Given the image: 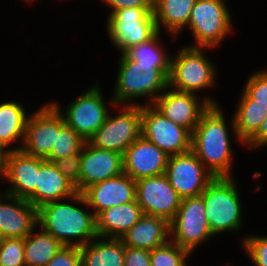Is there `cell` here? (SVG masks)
Returning <instances> with one entry per match:
<instances>
[{"label": "cell", "mask_w": 267, "mask_h": 266, "mask_svg": "<svg viewBox=\"0 0 267 266\" xmlns=\"http://www.w3.org/2000/svg\"><path fill=\"white\" fill-rule=\"evenodd\" d=\"M35 227L25 237L24 262L25 266H46L63 246L50 233ZM36 232V233H35Z\"/></svg>", "instance_id": "83f0119b"}, {"label": "cell", "mask_w": 267, "mask_h": 266, "mask_svg": "<svg viewBox=\"0 0 267 266\" xmlns=\"http://www.w3.org/2000/svg\"><path fill=\"white\" fill-rule=\"evenodd\" d=\"M230 126L233 136L245 145L259 130L267 116V104L255 100H239Z\"/></svg>", "instance_id": "484cf974"}, {"label": "cell", "mask_w": 267, "mask_h": 266, "mask_svg": "<svg viewBox=\"0 0 267 266\" xmlns=\"http://www.w3.org/2000/svg\"><path fill=\"white\" fill-rule=\"evenodd\" d=\"M233 177H215L200 195L205 205L207 222L214 235L240 231L242 203Z\"/></svg>", "instance_id": "277c9868"}, {"label": "cell", "mask_w": 267, "mask_h": 266, "mask_svg": "<svg viewBox=\"0 0 267 266\" xmlns=\"http://www.w3.org/2000/svg\"><path fill=\"white\" fill-rule=\"evenodd\" d=\"M197 0H154V18L158 31L161 26L177 38L188 26L191 10Z\"/></svg>", "instance_id": "d4e9b609"}, {"label": "cell", "mask_w": 267, "mask_h": 266, "mask_svg": "<svg viewBox=\"0 0 267 266\" xmlns=\"http://www.w3.org/2000/svg\"><path fill=\"white\" fill-rule=\"evenodd\" d=\"M124 266H151L150 250L125 246Z\"/></svg>", "instance_id": "8d00e7d4"}, {"label": "cell", "mask_w": 267, "mask_h": 266, "mask_svg": "<svg viewBox=\"0 0 267 266\" xmlns=\"http://www.w3.org/2000/svg\"><path fill=\"white\" fill-rule=\"evenodd\" d=\"M136 182V200L143 214L165 218L171 222L182 197L169 183L165 174L141 178Z\"/></svg>", "instance_id": "9a60e30c"}, {"label": "cell", "mask_w": 267, "mask_h": 266, "mask_svg": "<svg viewBox=\"0 0 267 266\" xmlns=\"http://www.w3.org/2000/svg\"><path fill=\"white\" fill-rule=\"evenodd\" d=\"M86 141L71 127L64 125L57 132L56 148H52L51 154L46 159H59L71 154L81 152Z\"/></svg>", "instance_id": "4dcf8cb0"}, {"label": "cell", "mask_w": 267, "mask_h": 266, "mask_svg": "<svg viewBox=\"0 0 267 266\" xmlns=\"http://www.w3.org/2000/svg\"><path fill=\"white\" fill-rule=\"evenodd\" d=\"M51 104L63 116L65 124L71 127L85 141H88L96 131L104 124L109 114L98 83L91 85L78 96L65 112H62L58 103Z\"/></svg>", "instance_id": "30bf717a"}, {"label": "cell", "mask_w": 267, "mask_h": 266, "mask_svg": "<svg viewBox=\"0 0 267 266\" xmlns=\"http://www.w3.org/2000/svg\"><path fill=\"white\" fill-rule=\"evenodd\" d=\"M114 94L111 106L138 105L134 102L141 97L148 98L143 103L153 104L155 99L168 87L170 65H146L131 60L125 53L120 54ZM133 100V101H131Z\"/></svg>", "instance_id": "3957f363"}, {"label": "cell", "mask_w": 267, "mask_h": 266, "mask_svg": "<svg viewBox=\"0 0 267 266\" xmlns=\"http://www.w3.org/2000/svg\"><path fill=\"white\" fill-rule=\"evenodd\" d=\"M120 239L125 246L151 251L171 240L170 222L144 214Z\"/></svg>", "instance_id": "7402d4cb"}, {"label": "cell", "mask_w": 267, "mask_h": 266, "mask_svg": "<svg viewBox=\"0 0 267 266\" xmlns=\"http://www.w3.org/2000/svg\"><path fill=\"white\" fill-rule=\"evenodd\" d=\"M78 191L53 164L40 158V168L35 191L27 200L37 209L49 202L68 199Z\"/></svg>", "instance_id": "44dd1931"}, {"label": "cell", "mask_w": 267, "mask_h": 266, "mask_svg": "<svg viewBox=\"0 0 267 266\" xmlns=\"http://www.w3.org/2000/svg\"><path fill=\"white\" fill-rule=\"evenodd\" d=\"M64 125L59 111L51 103H45L29 115L23 145L12 150H22L29 156L46 159L52 148H56L57 132Z\"/></svg>", "instance_id": "8fae6325"}, {"label": "cell", "mask_w": 267, "mask_h": 266, "mask_svg": "<svg viewBox=\"0 0 267 266\" xmlns=\"http://www.w3.org/2000/svg\"><path fill=\"white\" fill-rule=\"evenodd\" d=\"M242 245L255 266H267V236H246Z\"/></svg>", "instance_id": "e575fe53"}, {"label": "cell", "mask_w": 267, "mask_h": 266, "mask_svg": "<svg viewBox=\"0 0 267 266\" xmlns=\"http://www.w3.org/2000/svg\"><path fill=\"white\" fill-rule=\"evenodd\" d=\"M46 266H81L80 247L63 245Z\"/></svg>", "instance_id": "d590c367"}, {"label": "cell", "mask_w": 267, "mask_h": 266, "mask_svg": "<svg viewBox=\"0 0 267 266\" xmlns=\"http://www.w3.org/2000/svg\"><path fill=\"white\" fill-rule=\"evenodd\" d=\"M153 11L154 8L129 7L109 14L108 36L120 54L148 41L159 32Z\"/></svg>", "instance_id": "8992f818"}, {"label": "cell", "mask_w": 267, "mask_h": 266, "mask_svg": "<svg viewBox=\"0 0 267 266\" xmlns=\"http://www.w3.org/2000/svg\"><path fill=\"white\" fill-rule=\"evenodd\" d=\"M169 156L140 136L123 155L124 173L135 181L165 174Z\"/></svg>", "instance_id": "d6986e66"}, {"label": "cell", "mask_w": 267, "mask_h": 266, "mask_svg": "<svg viewBox=\"0 0 267 266\" xmlns=\"http://www.w3.org/2000/svg\"><path fill=\"white\" fill-rule=\"evenodd\" d=\"M190 253L171 240L150 251L151 266H187Z\"/></svg>", "instance_id": "f546056e"}, {"label": "cell", "mask_w": 267, "mask_h": 266, "mask_svg": "<svg viewBox=\"0 0 267 266\" xmlns=\"http://www.w3.org/2000/svg\"><path fill=\"white\" fill-rule=\"evenodd\" d=\"M81 152L77 154H71L59 159H46L53 162L55 167L75 186L78 192H80V164Z\"/></svg>", "instance_id": "836d02e7"}, {"label": "cell", "mask_w": 267, "mask_h": 266, "mask_svg": "<svg viewBox=\"0 0 267 266\" xmlns=\"http://www.w3.org/2000/svg\"><path fill=\"white\" fill-rule=\"evenodd\" d=\"M25 1H26L27 3H29V2L32 3V2L35 1V0H24V2H25Z\"/></svg>", "instance_id": "60d3db41"}, {"label": "cell", "mask_w": 267, "mask_h": 266, "mask_svg": "<svg viewBox=\"0 0 267 266\" xmlns=\"http://www.w3.org/2000/svg\"><path fill=\"white\" fill-rule=\"evenodd\" d=\"M65 200H70L65 202ZM76 202V203H75ZM73 203V204H70ZM89 207L83 193L68 199L52 201L37 209V223L65 246H84L96 238L95 215L78 207Z\"/></svg>", "instance_id": "6da1fadb"}, {"label": "cell", "mask_w": 267, "mask_h": 266, "mask_svg": "<svg viewBox=\"0 0 267 266\" xmlns=\"http://www.w3.org/2000/svg\"><path fill=\"white\" fill-rule=\"evenodd\" d=\"M111 9V13L129 7L154 8V0H102Z\"/></svg>", "instance_id": "74e56055"}, {"label": "cell", "mask_w": 267, "mask_h": 266, "mask_svg": "<svg viewBox=\"0 0 267 266\" xmlns=\"http://www.w3.org/2000/svg\"><path fill=\"white\" fill-rule=\"evenodd\" d=\"M141 136L168 156L191 150L192 134L166 118L152 104L141 105Z\"/></svg>", "instance_id": "7c38bea8"}, {"label": "cell", "mask_w": 267, "mask_h": 266, "mask_svg": "<svg viewBox=\"0 0 267 266\" xmlns=\"http://www.w3.org/2000/svg\"><path fill=\"white\" fill-rule=\"evenodd\" d=\"M244 85L239 100H255V103L267 104V70L252 73Z\"/></svg>", "instance_id": "d6a6232c"}, {"label": "cell", "mask_w": 267, "mask_h": 266, "mask_svg": "<svg viewBox=\"0 0 267 266\" xmlns=\"http://www.w3.org/2000/svg\"><path fill=\"white\" fill-rule=\"evenodd\" d=\"M232 25L225 0H197L188 22L195 44L188 46L217 48L233 30Z\"/></svg>", "instance_id": "52a82bcc"}, {"label": "cell", "mask_w": 267, "mask_h": 266, "mask_svg": "<svg viewBox=\"0 0 267 266\" xmlns=\"http://www.w3.org/2000/svg\"><path fill=\"white\" fill-rule=\"evenodd\" d=\"M171 241L190 254L215 235L209 228L203 198L185 197L170 222Z\"/></svg>", "instance_id": "9c48e42d"}, {"label": "cell", "mask_w": 267, "mask_h": 266, "mask_svg": "<svg viewBox=\"0 0 267 266\" xmlns=\"http://www.w3.org/2000/svg\"><path fill=\"white\" fill-rule=\"evenodd\" d=\"M198 94L182 92L168 86L152 104L160 113L191 134L202 114L211 106L218 105L211 97L197 98ZM200 99V100H199Z\"/></svg>", "instance_id": "4fadbf2b"}, {"label": "cell", "mask_w": 267, "mask_h": 266, "mask_svg": "<svg viewBox=\"0 0 267 266\" xmlns=\"http://www.w3.org/2000/svg\"><path fill=\"white\" fill-rule=\"evenodd\" d=\"M250 149L267 146V116L262 121L258 132L245 144Z\"/></svg>", "instance_id": "f35d334b"}, {"label": "cell", "mask_w": 267, "mask_h": 266, "mask_svg": "<svg viewBox=\"0 0 267 266\" xmlns=\"http://www.w3.org/2000/svg\"><path fill=\"white\" fill-rule=\"evenodd\" d=\"M28 117L21 103L14 100L0 103V147L4 152L12 150L8 146L13 142L21 141L23 145Z\"/></svg>", "instance_id": "4316f807"}, {"label": "cell", "mask_w": 267, "mask_h": 266, "mask_svg": "<svg viewBox=\"0 0 267 266\" xmlns=\"http://www.w3.org/2000/svg\"><path fill=\"white\" fill-rule=\"evenodd\" d=\"M1 192L0 190V239L25 238L38 227L37 208L27 199Z\"/></svg>", "instance_id": "ac0fdd59"}, {"label": "cell", "mask_w": 267, "mask_h": 266, "mask_svg": "<svg viewBox=\"0 0 267 266\" xmlns=\"http://www.w3.org/2000/svg\"><path fill=\"white\" fill-rule=\"evenodd\" d=\"M160 31L146 42L128 49L125 54L133 61L146 65H170L171 57L160 44Z\"/></svg>", "instance_id": "f1b7e54d"}, {"label": "cell", "mask_w": 267, "mask_h": 266, "mask_svg": "<svg viewBox=\"0 0 267 266\" xmlns=\"http://www.w3.org/2000/svg\"><path fill=\"white\" fill-rule=\"evenodd\" d=\"M120 109L121 113L116 116L109 113L104 124L88 140L92 146L124 155L141 136V104L120 105Z\"/></svg>", "instance_id": "ba28073f"}, {"label": "cell", "mask_w": 267, "mask_h": 266, "mask_svg": "<svg viewBox=\"0 0 267 266\" xmlns=\"http://www.w3.org/2000/svg\"><path fill=\"white\" fill-rule=\"evenodd\" d=\"M4 155H5V152L0 147V174H1V171H2V168H3Z\"/></svg>", "instance_id": "ab89813d"}, {"label": "cell", "mask_w": 267, "mask_h": 266, "mask_svg": "<svg viewBox=\"0 0 267 266\" xmlns=\"http://www.w3.org/2000/svg\"><path fill=\"white\" fill-rule=\"evenodd\" d=\"M191 150L214 177L232 176V149L224 112L211 105L192 132Z\"/></svg>", "instance_id": "7a4b0ae2"}, {"label": "cell", "mask_w": 267, "mask_h": 266, "mask_svg": "<svg viewBox=\"0 0 267 266\" xmlns=\"http://www.w3.org/2000/svg\"><path fill=\"white\" fill-rule=\"evenodd\" d=\"M25 238L0 239V266H25Z\"/></svg>", "instance_id": "1f68e13d"}, {"label": "cell", "mask_w": 267, "mask_h": 266, "mask_svg": "<svg viewBox=\"0 0 267 266\" xmlns=\"http://www.w3.org/2000/svg\"><path fill=\"white\" fill-rule=\"evenodd\" d=\"M39 168V157L29 156L22 150L5 152L0 179L11 184L5 192L27 199L36 189Z\"/></svg>", "instance_id": "e0dca14e"}, {"label": "cell", "mask_w": 267, "mask_h": 266, "mask_svg": "<svg viewBox=\"0 0 267 266\" xmlns=\"http://www.w3.org/2000/svg\"><path fill=\"white\" fill-rule=\"evenodd\" d=\"M80 192L89 186L124 173L123 154L92 146L88 141L81 150Z\"/></svg>", "instance_id": "2e32d148"}, {"label": "cell", "mask_w": 267, "mask_h": 266, "mask_svg": "<svg viewBox=\"0 0 267 266\" xmlns=\"http://www.w3.org/2000/svg\"><path fill=\"white\" fill-rule=\"evenodd\" d=\"M165 175L182 198L200 196L215 178L192 150L169 156Z\"/></svg>", "instance_id": "5bb4252c"}, {"label": "cell", "mask_w": 267, "mask_h": 266, "mask_svg": "<svg viewBox=\"0 0 267 266\" xmlns=\"http://www.w3.org/2000/svg\"><path fill=\"white\" fill-rule=\"evenodd\" d=\"M143 215L137 200L105 209L95 217L97 235L121 238Z\"/></svg>", "instance_id": "603a6c76"}, {"label": "cell", "mask_w": 267, "mask_h": 266, "mask_svg": "<svg viewBox=\"0 0 267 266\" xmlns=\"http://www.w3.org/2000/svg\"><path fill=\"white\" fill-rule=\"evenodd\" d=\"M202 47H182L170 60L168 86L182 91L198 94L203 89L216 84V67L204 54Z\"/></svg>", "instance_id": "5b68a950"}, {"label": "cell", "mask_w": 267, "mask_h": 266, "mask_svg": "<svg viewBox=\"0 0 267 266\" xmlns=\"http://www.w3.org/2000/svg\"><path fill=\"white\" fill-rule=\"evenodd\" d=\"M81 266H124L125 244L120 238L97 236L80 246Z\"/></svg>", "instance_id": "cb8c5ba5"}, {"label": "cell", "mask_w": 267, "mask_h": 266, "mask_svg": "<svg viewBox=\"0 0 267 266\" xmlns=\"http://www.w3.org/2000/svg\"><path fill=\"white\" fill-rule=\"evenodd\" d=\"M83 195L95 217L105 209L136 200V182L127 174L89 186Z\"/></svg>", "instance_id": "ffe728a7"}]
</instances>
